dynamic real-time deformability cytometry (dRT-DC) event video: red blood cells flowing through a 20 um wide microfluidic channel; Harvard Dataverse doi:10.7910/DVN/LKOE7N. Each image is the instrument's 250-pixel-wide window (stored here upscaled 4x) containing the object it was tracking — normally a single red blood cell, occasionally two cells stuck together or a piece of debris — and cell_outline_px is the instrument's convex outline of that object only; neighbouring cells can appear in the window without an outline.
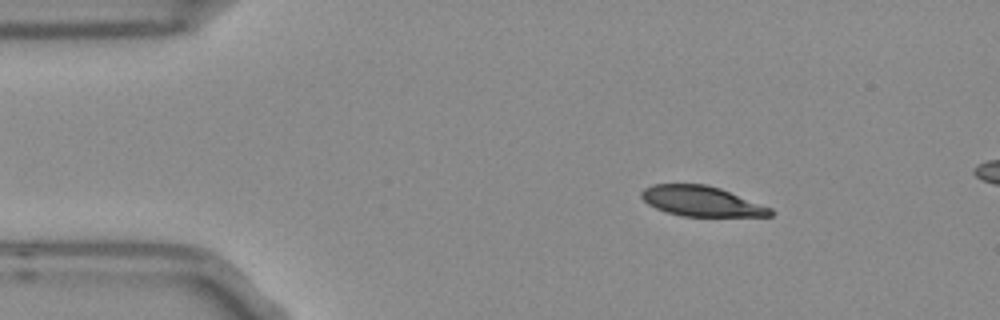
{"species": "Egyptian fruit bat (a non-hibernating species)", "species_latin": "Rousettus aegyptiacus", "temperature_condition": "room temperature", "stored_images_in_passage": 7, "camera_frame_rate_fps": 3000, "um_per_image_px": 0.085, "frame": {"image": 1, "passage_image": 1, "time_ms": 0.0, "image_size_px": [1000, 320], "cell_outline_px": [[776, 212], [772, 216], [680, 216], [664, 212], [648, 204], [640, 196], [640, 192], [644, 188], [652, 184], [708, 184], [720, 188], [772, 208]], "centroid_in_image_um": [59.62, 17.1], "position_along_channel_um": 25.4, "area_um2": 22.83}}